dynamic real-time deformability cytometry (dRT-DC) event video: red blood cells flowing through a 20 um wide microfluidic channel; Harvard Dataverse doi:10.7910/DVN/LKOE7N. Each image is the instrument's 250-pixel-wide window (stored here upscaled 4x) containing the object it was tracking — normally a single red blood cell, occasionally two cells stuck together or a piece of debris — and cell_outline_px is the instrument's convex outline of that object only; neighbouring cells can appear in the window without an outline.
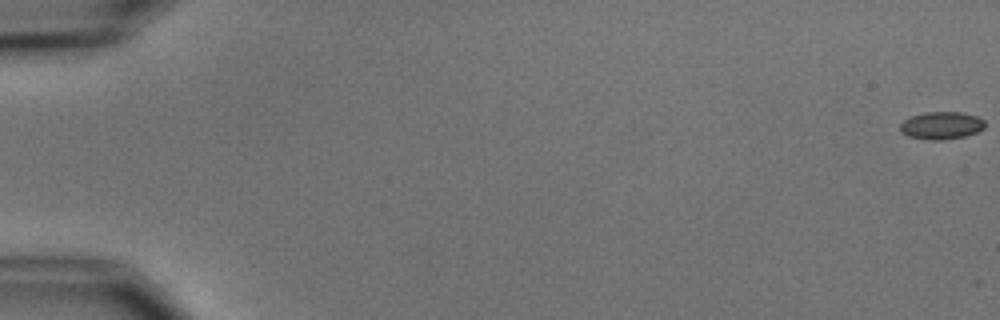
{"species": "common noctule bat (a hibernating species)", "species_latin": "Nyctalus noctula", "temperature_condition": "cold", "stored_images_in_passage": 6, "camera_frame_rate_fps": 3000, "um_per_image_px": 0.085, "animal": {"sex": "male", "body_mass_g": 15.6}, "frame": {"image": 1, "passage_image": 1, "time_ms": 0.0, "image_size_px": [1000, 320], "cell_outline_px": [[984, 128], [976, 132], [964, 136], [940, 140], [928, 140], [908, 136], [900, 132], [900, 124], [904, 120], [912, 116], [924, 112], [960, 112], [976, 116], [984, 120]], "centroid_in_image_um": [79.99, 10.66], "position_along_channel_um": 5.0, "area_um2": 13.53}}
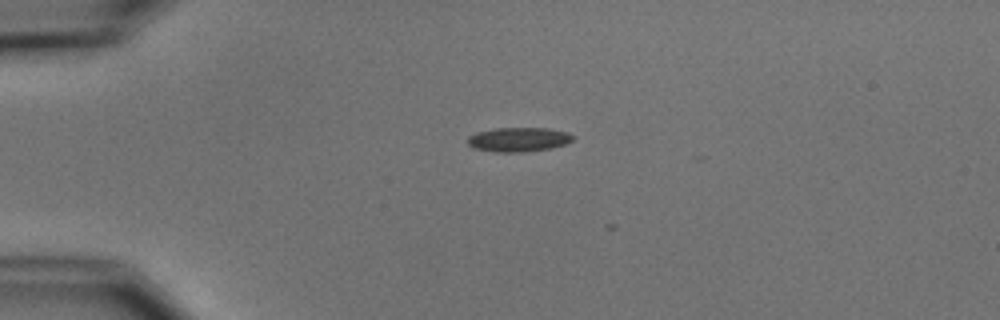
{"frame": {"image": 2, "passage_image": 5, "time_ms": 4.667, "image_size_px": [1000, 320], "cell_outline_px": [[572, 140], [564, 144], [552, 148], [524, 152], [496, 152], [472, 148], [468, 144], [468, 136], [476, 132], [496, 128], [548, 128], [568, 132], [572, 136]], "centroid_in_image_um": [44.04, 11.86], "position_along_channel_um": 41.0, "area_um2": 14.91}}